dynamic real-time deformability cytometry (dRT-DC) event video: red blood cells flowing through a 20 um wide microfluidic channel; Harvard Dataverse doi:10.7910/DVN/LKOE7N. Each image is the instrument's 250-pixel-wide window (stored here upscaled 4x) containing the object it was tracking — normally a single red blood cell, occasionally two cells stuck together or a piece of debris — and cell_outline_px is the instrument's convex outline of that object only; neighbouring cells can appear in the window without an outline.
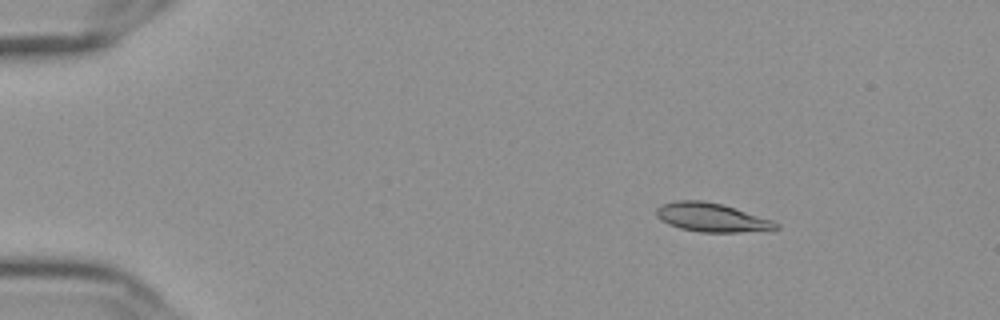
{"species": "Egyptian fruit bat (a non-hibernating species)", "species_latin": "Rousettus aegyptiacus", "temperature_condition": "cold", "stored_images_in_passage": 56, "camera_frame_rate_fps": 3000, "um_per_image_px": 0.085, "frame": {"image": 1, "passage_image": 8, "time_ms": 2.333, "image_size_px": [1000, 320], "cell_outline_px": [[780, 228], [740, 232], [700, 232], [680, 228], [668, 224], [660, 220], [656, 216], [656, 208], [660, 204], [676, 200], [704, 200], [720, 204], [772, 220], [780, 224]], "centroid_in_image_um": [60.42, 18.48], "position_along_channel_um": 24.6, "area_um2": 19.88}}
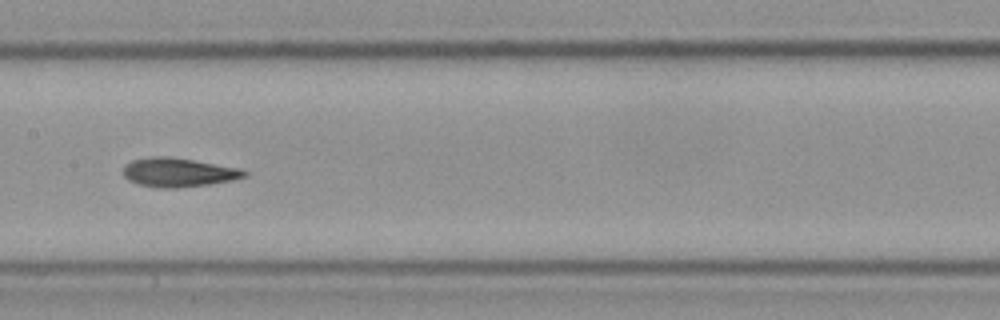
{"frame": {"image": 2, "passage_image": 29, "time_ms": 9.333, "image_size_px": [1000, 320], "cell_outline_px": [[248, 176], [232, 180], [208, 184], [176, 188], [156, 188], [136, 184], [128, 180], [124, 176], [124, 164], [132, 160], [152, 156], [168, 156], [240, 168], [248, 172]], "centroid_in_image_um": [15.13, 14.66], "position_along_channel_um": 192.3, "area_um2": 20.52}}
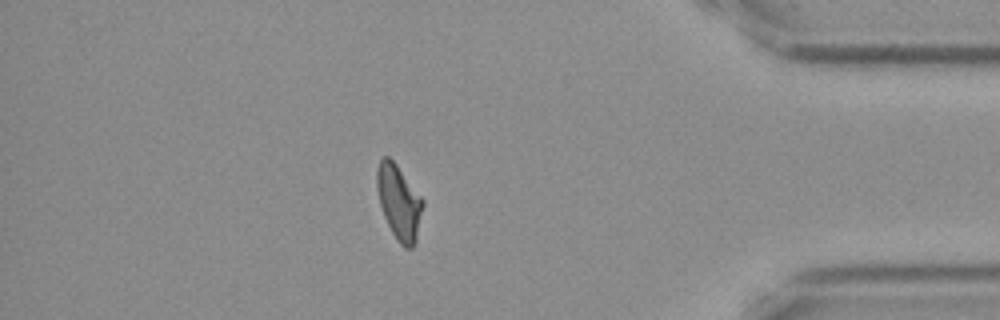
{"frame": {"image": 3, "passage_image": 49, "time_ms": 16.0, "image_size_px": [1000, 320], "cell_outline_px": [[424, 204], [416, 244], [412, 248], [404, 248], [396, 240], [384, 216], [380, 204], [376, 188], [376, 172], [380, 160], [384, 156], [388, 156], [396, 164], [424, 200]], "centroid_in_image_um": [33.92, 17.22], "position_along_channel_um": 401.3, "area_um2": 20.06}, "authors_computed_cell_mechanics": {"area_um2": 19.7965, "velocity_mm_per_s": 3.626, "shape_relaxation_time_tau1_ms": 8.3267, "shape_relaxation_time_tau2_ms": 2.3241, "deformation_change_tau1": 0.2065, "deformation_change_tau2": 0.0806}}